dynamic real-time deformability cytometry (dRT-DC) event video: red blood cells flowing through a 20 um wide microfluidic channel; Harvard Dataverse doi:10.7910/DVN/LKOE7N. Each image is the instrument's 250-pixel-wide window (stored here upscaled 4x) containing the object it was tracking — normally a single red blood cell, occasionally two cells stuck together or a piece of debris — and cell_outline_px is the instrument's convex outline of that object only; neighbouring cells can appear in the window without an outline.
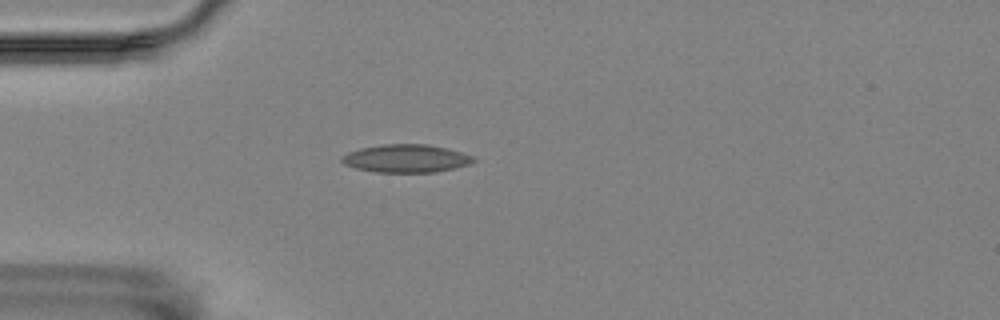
{"species": "Egyptian fruit bat (a non-hibernating species)", "species_latin": "Rousettus aegyptiacus", "temperature_condition": "room temperature", "stored_images_in_passage": 42, "camera_frame_rate_fps": 3000, "um_per_image_px": 0.085, "animal": {"sex": "female"}, "frame": {"image": 1, "passage_image": 8, "time_ms": 2.333, "image_size_px": [1000, 320], "cell_outline_px": [[476, 160], [468, 164], [436, 172], [376, 172], [356, 168], [344, 164], [340, 160], [340, 156], [348, 152], [360, 148], [384, 144], [428, 144], [460, 152], [472, 156]], "centroid_in_image_um": [34.46, 13.46], "position_along_channel_um": 50.5, "area_um2": 21.27}}
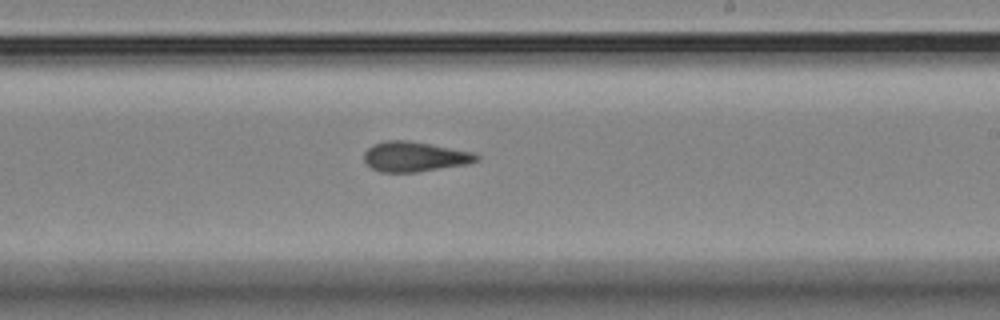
{"frame": {"image": 2, "passage_image": 26, "time_ms": 8.333, "image_size_px": [1000, 320], "cell_outline_px": [[480, 160], [468, 164], [416, 172], [380, 172], [372, 168], [364, 160], [364, 152], [372, 144], [384, 140], [408, 140], [472, 152], [480, 156]], "centroid_in_image_um": [35.23, 13.31], "position_along_channel_um": 253.8, "area_um2": 19.65}}
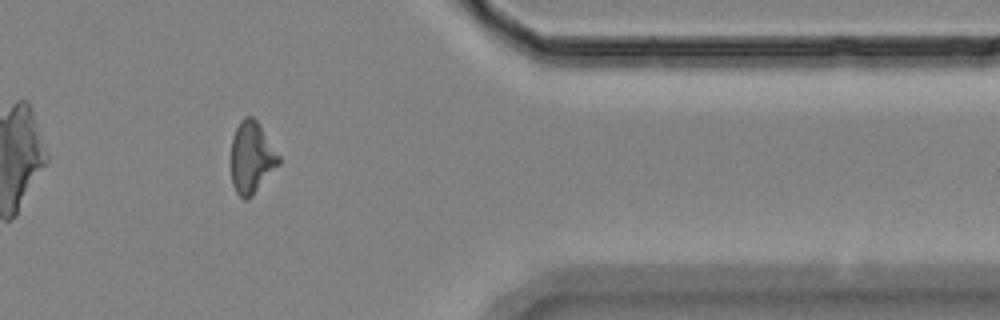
{"frame": {"image": 3, "passage_image": 39, "time_ms": 12.667, "image_size_px": [1000, 320], "cell_outline_px": [[280, 164], [252, 196], [248, 200], [244, 200], [236, 192], [232, 184], [232, 136], [240, 120], [244, 116], [252, 116], [256, 120], [280, 156]], "centroid_in_image_um": [21.39, 13.4], "position_along_channel_um": 390.0, "area_um2": 19.83}, "authors_computed_cell_mechanics": {"area_um2": 20.0277, "velocity_mm_per_s": 3.5577, "shape_relaxation_time_tau1_ms": null, "shape_relaxation_time_tau2_ms": 5.0506, "deformation_change_tau1": null, "deformation_change_tau2": 0.1352}}